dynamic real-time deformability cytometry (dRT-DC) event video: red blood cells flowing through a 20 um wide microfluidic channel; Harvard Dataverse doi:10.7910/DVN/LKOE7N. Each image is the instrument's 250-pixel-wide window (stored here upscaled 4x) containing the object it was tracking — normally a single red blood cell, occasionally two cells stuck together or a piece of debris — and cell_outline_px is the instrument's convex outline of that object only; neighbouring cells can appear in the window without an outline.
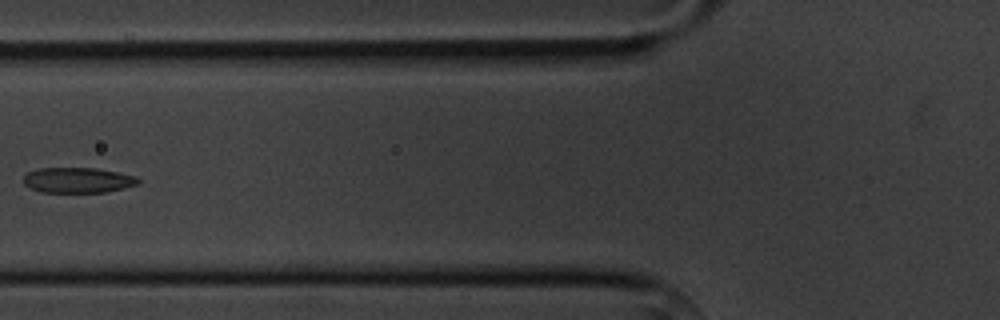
{"species": "common noctule bat (a hibernating species)", "species_latin": "Nyctalus noctula", "temperature_condition": "cold", "stored_images_in_passage": 13, "camera_frame_rate_fps": 3000, "um_per_image_px": 0.085, "animal": {"sex": "male", "body_mass_g": 20.1, "forearm_length_mm": 53.5}, "frame": {"image": 1, "passage_image": 6, "time_ms": 7.333, "image_size_px": [1000, 320], "cell_outline_px": [[140, 184], [108, 192], [40, 192], [28, 188], [24, 184], [24, 176], [28, 172], [40, 168], [96, 168], [136, 176], [140, 180]], "centroid_in_image_um": [6.62, 15.32], "position_along_channel_um": 119.2, "area_um2": 17.05}}
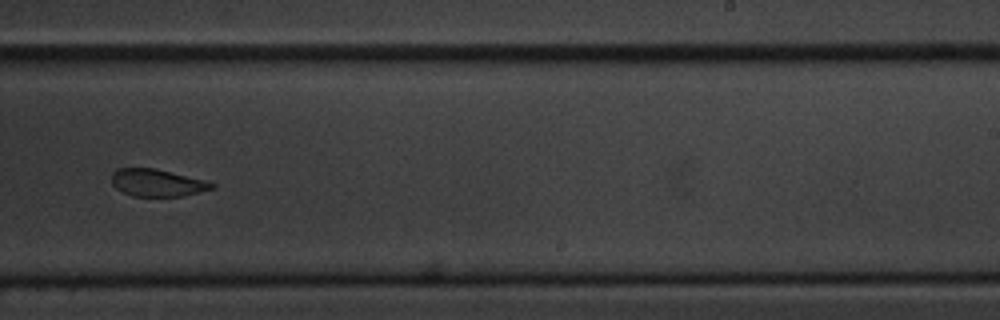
{"frame": {"image": 2, "passage_image": 10, "time_ms": 11.667, "image_size_px": [1000, 320], "cell_outline_px": [[216, 188], [184, 196], [132, 196], [116, 188], [112, 184], [112, 172], [116, 168], [156, 168], [204, 180], [216, 184]], "centroid_in_image_um": [13.37, 15.53], "position_along_channel_um": 275.6, "area_um2": 16.01}}
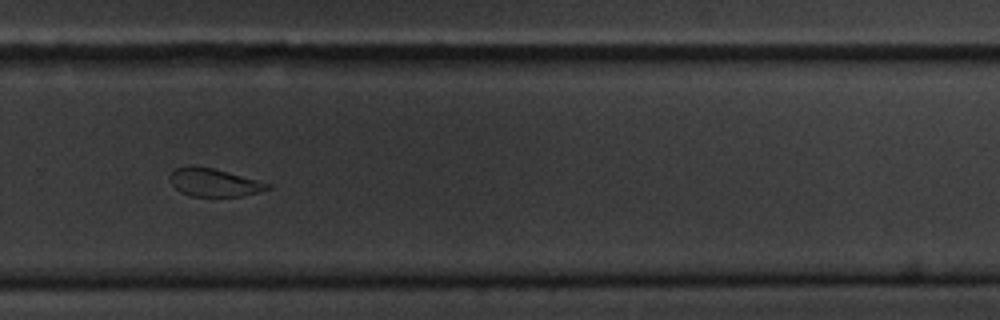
{"frame": {"image": 3, "passage_image": 11, "time_ms": 12.667, "image_size_px": [1000, 320], "cell_outline_px": [[272, 188], [260, 192], [244, 196], [192, 196], [180, 192], [172, 184], [168, 176], [176, 168], [192, 164], [212, 168], [228, 172], [272, 184]], "centroid_in_image_um": [18.2, 15.5], "position_along_channel_um": 311.6, "area_um2": 16.07}, "authors_computed_cell_mechanics": {"area_um2": 17.4556, "velocity_mm_per_s": 3.6199, "shape_relaxation_time_tau1_ms": 3.8285, "shape_relaxation_time_tau2_ms": 4.4845, "deformation_change_tau1": 0.0964, "deformation_change_tau2": 0.0824}}